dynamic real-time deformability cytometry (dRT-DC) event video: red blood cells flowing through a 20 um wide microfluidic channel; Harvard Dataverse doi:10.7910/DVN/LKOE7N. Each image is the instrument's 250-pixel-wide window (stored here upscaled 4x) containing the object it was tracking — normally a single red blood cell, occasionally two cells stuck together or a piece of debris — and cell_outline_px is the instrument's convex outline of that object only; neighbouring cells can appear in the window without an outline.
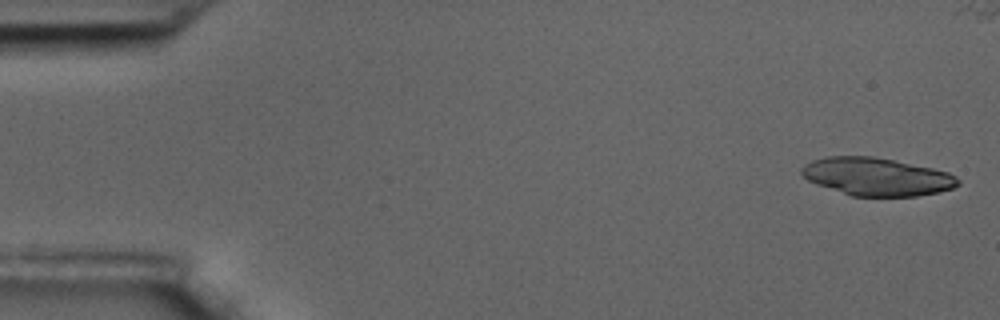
{"species": "common noctule bat (a hibernating species)", "species_latin": "Nyctalus noctula", "temperature_condition": "room temperature", "stored_images_in_passage": 6, "camera_frame_rate_fps": 3000, "um_per_image_px": 0.085, "animal": {"sex": "male", "body_mass_g": 17.5, "forearm_length_mm": 52.3}, "frame": {"image": 1, "passage_image": 1, "time_ms": 0.0, "image_size_px": [1000, 320], "cell_outline_px": [[960, 184], [952, 188], [936, 192], [916, 196], [852, 196], [816, 184], [808, 180], [800, 172], [800, 168], [804, 164], [812, 160], [824, 156], [872, 156], [932, 168], [948, 172], [956, 176], [960, 180]], "centroid_in_image_um": [74.49, 15.01], "position_along_channel_um": 10.5, "area_um2": 34.45}}